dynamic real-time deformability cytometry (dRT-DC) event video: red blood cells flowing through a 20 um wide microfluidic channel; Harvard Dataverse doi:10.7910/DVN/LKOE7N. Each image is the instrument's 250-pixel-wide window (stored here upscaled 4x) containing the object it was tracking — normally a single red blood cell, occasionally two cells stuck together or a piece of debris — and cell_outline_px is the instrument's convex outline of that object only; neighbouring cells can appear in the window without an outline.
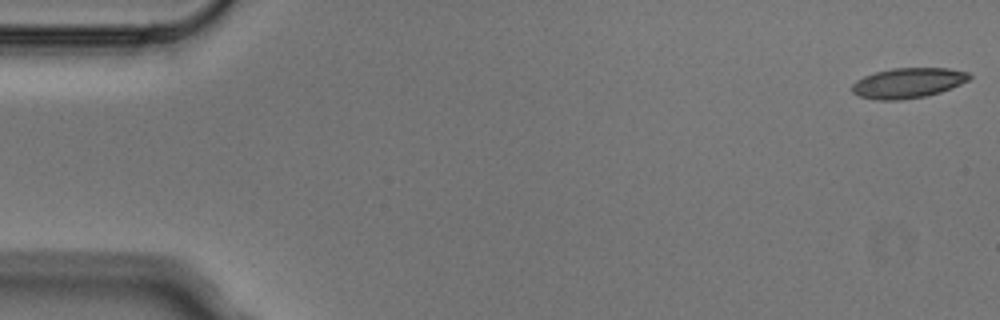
{"species": "Egyptian fruit bat (a non-hibernating species)", "species_latin": "Rousettus aegyptiacus", "temperature_condition": "cold", "stored_images_in_passage": 4, "camera_frame_rate_fps": 3000, "um_per_image_px": 0.085, "animal": {"sex": "male"}, "frame": {"image": 1, "passage_image": 1, "time_ms": 0.0, "image_size_px": [1000, 320], "cell_outline_px": [[972, 76], [968, 80], [952, 88], [940, 92], [924, 96], [900, 100], [876, 100], [860, 96], [852, 92], [852, 84], [856, 80], [864, 76], [876, 72], [892, 68], [948, 68], [968, 72]], "centroid_in_image_um": [77.17, 7.05], "position_along_channel_um": 7.8, "area_um2": 20.58}}